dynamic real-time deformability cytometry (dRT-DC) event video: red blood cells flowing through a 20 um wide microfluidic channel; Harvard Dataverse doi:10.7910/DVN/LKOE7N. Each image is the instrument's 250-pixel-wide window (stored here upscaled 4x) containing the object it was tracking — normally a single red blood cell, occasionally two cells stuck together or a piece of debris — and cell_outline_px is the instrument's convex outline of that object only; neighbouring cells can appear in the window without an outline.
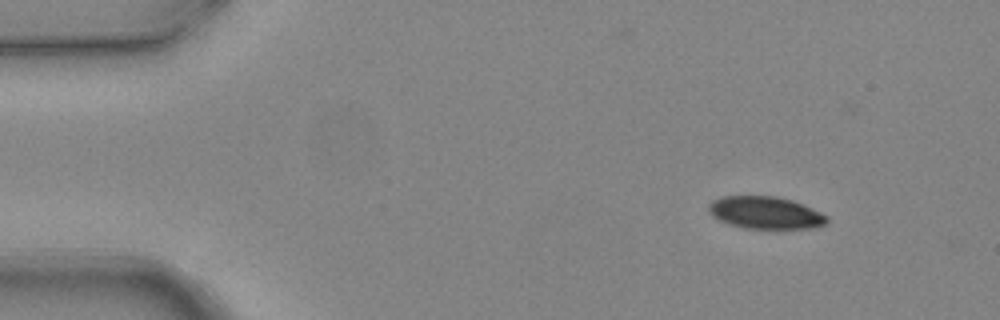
{"species": "common noctule bat (a hibernating species)", "species_latin": "Nyctalus noctula", "temperature_condition": "warm", "stored_images_in_passage": 3, "camera_frame_rate_fps": 3000, "um_per_image_px": 0.085, "animal": {"sex": "female", "body_mass_g": 24.6, "forearm_length_mm": 56.2}, "frame": {"image": 1, "passage_image": 1, "time_ms": 0.0, "image_size_px": [1000, 320], "cell_outline_px": [[828, 220], [824, 224], [812, 228], [744, 228], [728, 224], [712, 216], [708, 212], [708, 204], [712, 200], [720, 196], [776, 196], [792, 200], [804, 204], [828, 216]], "centroid_in_image_um": [65.03, 18.07], "position_along_channel_um": 20.0, "area_um2": 22.37}}